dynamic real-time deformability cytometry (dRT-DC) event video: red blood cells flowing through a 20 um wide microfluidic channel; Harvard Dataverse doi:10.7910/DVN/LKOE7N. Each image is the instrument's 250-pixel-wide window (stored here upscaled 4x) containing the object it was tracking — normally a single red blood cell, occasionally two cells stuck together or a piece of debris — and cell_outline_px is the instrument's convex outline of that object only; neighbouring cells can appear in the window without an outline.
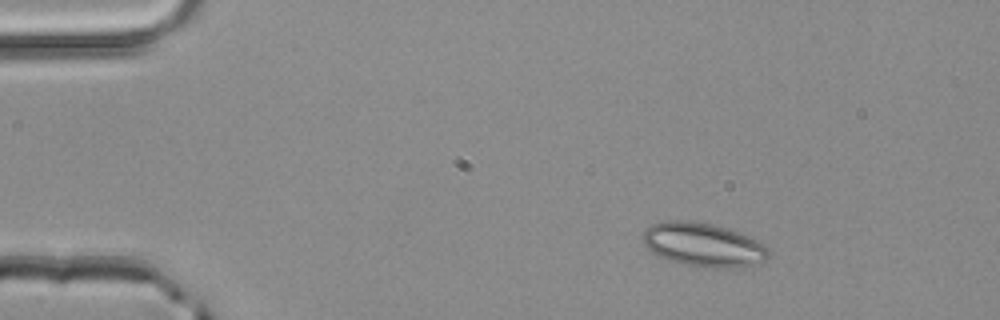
{"species": "common noctule bat (a hibernating species)", "species_latin": "Nyctalus noctula", "temperature_condition": "room temperature", "stored_images_in_passage": 3, "camera_frame_rate_fps": 3000, "um_per_image_px": 0.085, "animal": {"sex": "male", "body_mass_g": 20.4}, "frame": {"image": 1, "passage_image": 2, "time_ms": 0.333, "image_size_px": [1000, 320], "cell_outline_px": [[768, 256], [760, 264], [728, 268], [704, 268], [680, 264], [656, 256], [644, 244], [644, 232], [652, 224], [664, 220], [688, 220], [712, 224], [728, 228], [740, 232], [764, 244], [768, 248]], "centroid_in_image_um": [59.78, 20.81], "position_along_channel_um": 25.2, "area_um2": 32.37}}